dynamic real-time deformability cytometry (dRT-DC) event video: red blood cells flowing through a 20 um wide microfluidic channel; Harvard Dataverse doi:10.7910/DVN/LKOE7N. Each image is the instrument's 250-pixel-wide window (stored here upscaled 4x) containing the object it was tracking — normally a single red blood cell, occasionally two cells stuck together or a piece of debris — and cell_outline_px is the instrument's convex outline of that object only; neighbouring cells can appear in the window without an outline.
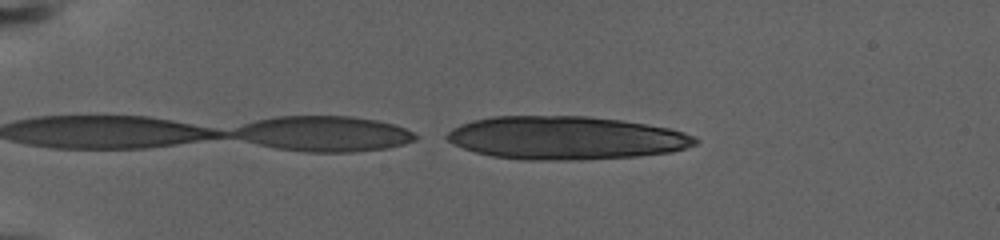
{"species": "human", "species_latin": "Homo sapiens", "temperature_condition": "warm", "stored_images_in_passage": 14, "camera_frame_rate_fps": 3000, "um_per_image_px": 0.085, "donor": {"sex": "female"}, "frame": {"image": 1, "passage_image": 2, "time_ms": 0.333, "image_size_px": [1000, 240], "cell_outline_px": [[700, 140], [696, 144], [672, 152], [636, 156], [580, 160], [524, 160], [492, 156], [476, 152], [464, 148], [448, 140], [444, 136], [452, 128], [460, 124], [472, 120], [492, 116], [588, 116], [620, 120], [668, 128], [684, 132], [696, 136]], "centroid_in_image_um": [48.09, 11.72], "position_along_channel_um": 36.9, "area_um2": 62.54}}